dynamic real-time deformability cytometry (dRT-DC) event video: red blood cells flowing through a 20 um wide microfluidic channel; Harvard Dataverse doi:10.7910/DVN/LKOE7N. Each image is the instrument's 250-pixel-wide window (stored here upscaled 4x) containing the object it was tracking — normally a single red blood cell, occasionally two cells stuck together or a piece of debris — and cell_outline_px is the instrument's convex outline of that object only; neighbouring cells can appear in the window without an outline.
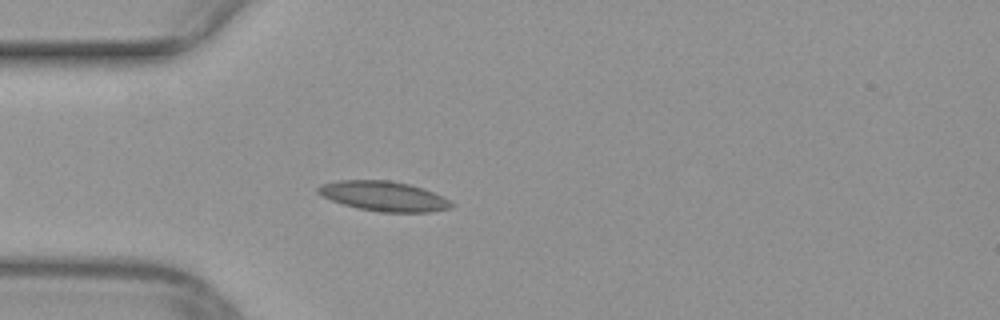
{"species": "common noctule bat (a hibernating species)", "species_latin": "Nyctalus noctula", "temperature_condition": "warm", "stored_images_in_passage": 33, "camera_frame_rate_fps": 3000, "um_per_image_px": 0.085, "animal": {"sex": "female", "body_mass_g": 29.2, "forearm_length_mm": 56.3}, "frame": {"image": 1, "passage_image": 5, "time_ms": 1.333, "image_size_px": [1000, 320], "cell_outline_px": [[456, 204], [452, 208], [432, 212], [380, 212], [360, 208], [344, 204], [320, 196], [316, 192], [316, 188], [320, 184], [336, 180], [388, 180], [408, 184], [424, 188]], "centroid_in_image_um": [32.6, 16.67], "position_along_channel_um": 52.4, "area_um2": 23.24}}
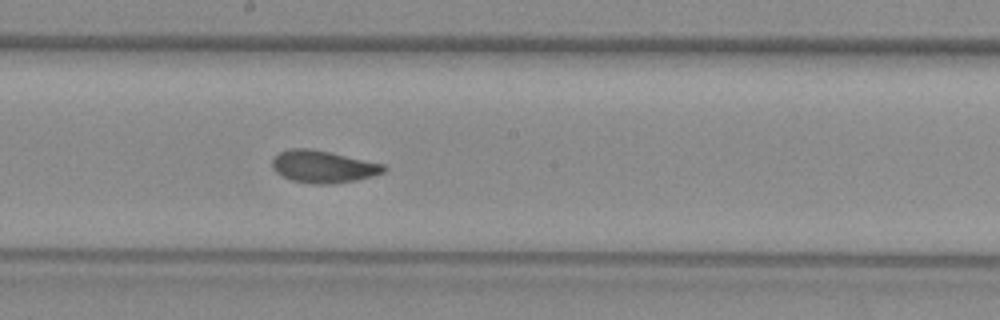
{"frame": {"image": 2, "passage_image": 18, "time_ms": 5.667, "image_size_px": [1000, 320], "cell_outline_px": [[388, 168], [384, 172], [372, 176], [356, 180], [332, 184], [316, 184], [292, 180], [276, 172], [272, 168], [272, 160], [280, 152], [288, 148], [308, 148], [328, 152], [384, 164]], "centroid_in_image_um": [27.47, 14.16], "position_along_channel_um": 220.7, "area_um2": 20.75}}
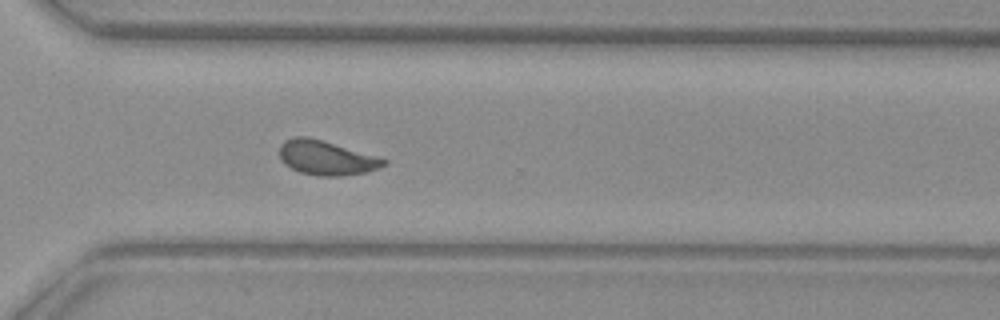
{"frame": {"image": 3, "passage_image": 27, "time_ms": 8.667, "image_size_px": [1000, 320], "cell_outline_px": [[388, 164], [380, 168], [364, 172], [340, 176], [316, 176], [300, 172], [284, 164], [280, 160], [280, 144], [284, 140], [296, 136], [308, 136], [380, 156], [388, 160]], "centroid_in_image_um": [27.76, 13.4], "position_along_channel_um": 342.8, "area_um2": 21.21}}